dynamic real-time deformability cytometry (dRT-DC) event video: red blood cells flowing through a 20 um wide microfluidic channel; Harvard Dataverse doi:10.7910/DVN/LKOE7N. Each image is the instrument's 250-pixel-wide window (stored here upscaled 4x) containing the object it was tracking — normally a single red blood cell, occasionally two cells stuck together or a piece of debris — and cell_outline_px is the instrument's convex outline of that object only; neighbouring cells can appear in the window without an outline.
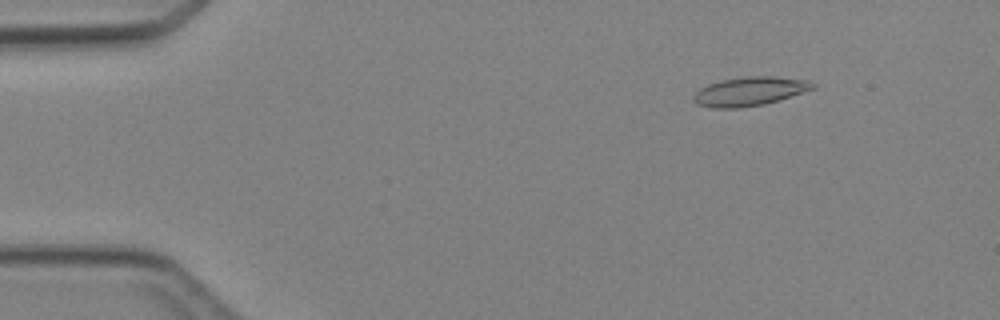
{"species": "Egyptian fruit bat (a non-hibernating species)", "species_latin": "Rousettus aegyptiacus", "temperature_condition": "cold", "stored_images_in_passage": 4, "camera_frame_rate_fps": 3000, "um_per_image_px": 0.085, "animal": {"sex": "female"}, "frame": {"image": 1, "passage_image": 2, "time_ms": 1.0, "image_size_px": [1000, 320], "cell_outline_px": [[816, 88], [764, 104], [740, 108], [712, 108], [700, 104], [692, 100], [692, 96], [700, 88], [708, 84], [720, 80], [744, 76], [772, 76], [808, 80], [816, 84]], "centroid_in_image_um": [63.71, 7.75], "position_along_channel_um": 21.3, "area_um2": 20.06}}
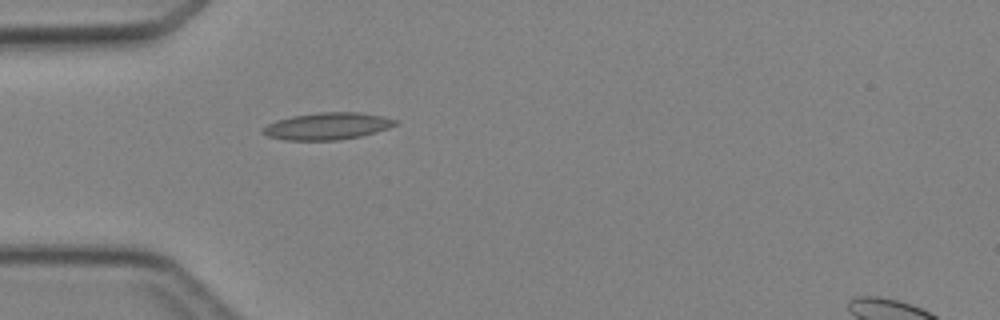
{"frame": {"image": 2, "passage_image": 4, "time_ms": 3.667, "image_size_px": [1000, 320], "cell_outline_px": [[400, 120], [396, 124], [388, 128], [376, 132], [360, 136], [340, 140], [284, 140], [268, 136], [260, 132], [268, 124], [276, 120], [292, 116], [316, 112], [360, 112], [384, 116]], "centroid_in_image_um": [27.85, 10.71], "position_along_channel_um": 57.2, "area_um2": 20.98}}